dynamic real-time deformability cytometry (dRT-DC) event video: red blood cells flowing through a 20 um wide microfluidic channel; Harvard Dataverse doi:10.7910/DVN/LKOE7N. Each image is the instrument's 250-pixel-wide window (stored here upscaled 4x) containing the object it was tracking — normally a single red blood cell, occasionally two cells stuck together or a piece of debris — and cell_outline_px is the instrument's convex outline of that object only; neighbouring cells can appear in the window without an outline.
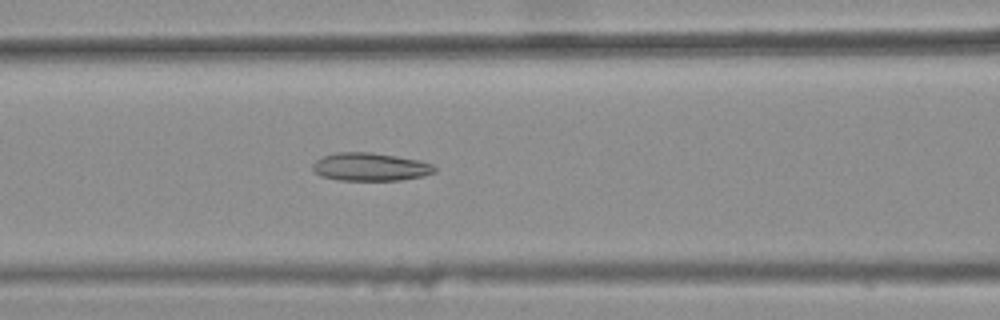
{"species": "common noctule bat (a hibernating species)", "species_latin": "Nyctalus noctula", "temperature_condition": "warm", "stored_images_in_passage": 45, "camera_frame_rate_fps": 3000, "um_per_image_px": 0.085, "animal": {"sex": "female", "body_mass_g": 25.1}, "frame": {"image": 1, "passage_image": 22, "time_ms": 7.0, "image_size_px": [1000, 320], "cell_outline_px": [[436, 172], [424, 176], [400, 180], [340, 180], [320, 176], [312, 168], [312, 164], [320, 156], [336, 152], [372, 152], [396, 156], [416, 160], [432, 164], [436, 168]], "centroid_in_image_um": [31.45, 14.18], "position_along_channel_um": 135.2, "area_um2": 20.0}}
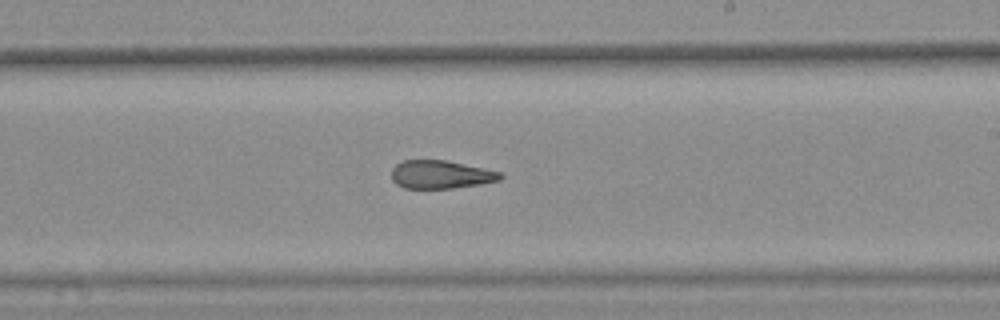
{"frame": {"image": 2, "passage_image": 31, "time_ms": 10.0, "image_size_px": [1000, 320], "cell_outline_px": [[504, 176], [500, 180], [480, 184], [452, 188], [404, 188], [396, 184], [392, 180], [392, 168], [396, 164], [404, 160], [444, 160], [500, 172]], "centroid_in_image_um": [37.43, 14.84], "position_along_channel_um": 251.6, "area_um2": 17.69}}
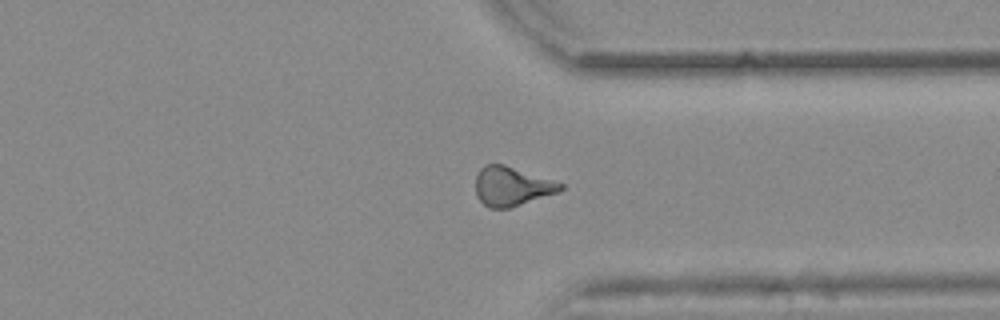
{"frame": {"image": 3, "passage_image": 40, "time_ms": 13.0, "image_size_px": [1000, 320], "cell_outline_px": [[564, 188], [556, 192], [508, 208], [488, 208], [476, 196], [476, 176], [480, 168], [484, 164], [504, 164], [564, 184]], "centroid_in_image_um": [43.45, 15.82], "position_along_channel_um": 368.0, "area_um2": 19.02}, "authors_computed_cell_mechanics": {"area_um2": 19.941, "velocity_mm_per_s": 3.8927, "shape_relaxation_time_tau1_ms": null, "shape_relaxation_time_tau2_ms": 2.7558, "deformation_change_tau1": null, "deformation_change_tau2": 0.1256}}